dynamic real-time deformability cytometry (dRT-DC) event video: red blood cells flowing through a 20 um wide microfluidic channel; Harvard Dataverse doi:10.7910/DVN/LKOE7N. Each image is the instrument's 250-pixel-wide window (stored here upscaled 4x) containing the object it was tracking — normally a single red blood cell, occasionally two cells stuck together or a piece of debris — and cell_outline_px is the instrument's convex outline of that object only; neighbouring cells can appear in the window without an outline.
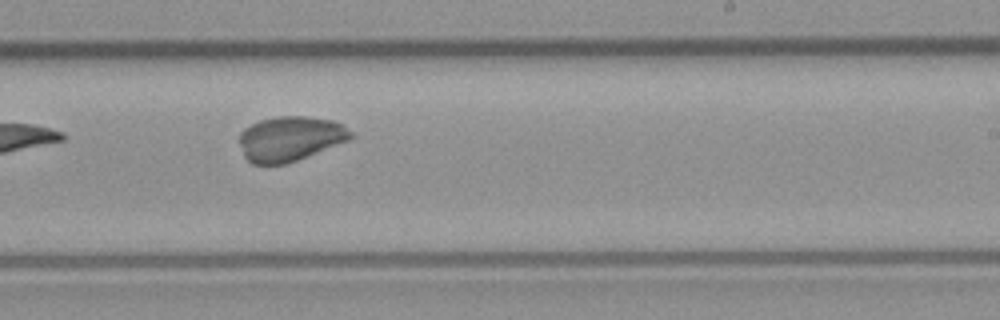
{"species": "common noctule bat (a hibernating species)", "species_latin": "Nyctalus noctula", "temperature_condition": "room temperature", "stored_images_in_passage": 8, "camera_frame_rate_fps": 3000, "um_per_image_px": 0.085, "animal": {"sex": "male", "body_mass_g": 23.1, "forearm_length_mm": 52.7}, "frame": {"image": 1, "passage_image": 7, "time_ms": 7.0, "image_size_px": [1000, 320], "cell_outline_px": [[356, 136], [348, 140], [296, 160], [284, 164], [252, 164], [244, 156], [240, 144], [240, 132], [244, 128], [260, 120], [280, 116], [304, 116], [332, 120], [340, 124], [352, 132]], "centroid_in_image_um": [24.64, 11.78], "position_along_channel_um": 264.4, "area_um2": 28.73}}
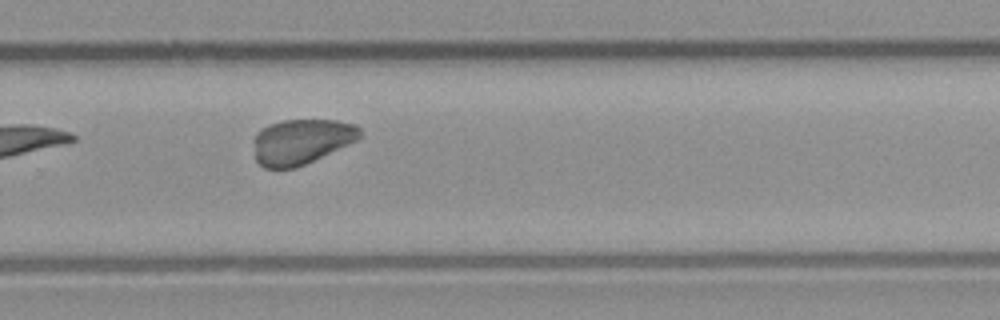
{"frame": {"image": 2, "passage_image": 8, "time_ms": 8.0, "image_size_px": [1000, 320], "cell_outline_px": [[360, 136], [356, 140], [348, 144], [296, 168], [264, 168], [256, 160], [252, 140], [256, 132], [268, 124], [284, 120], [336, 120], [356, 124], [360, 128]], "centroid_in_image_um": [25.57, 12.02], "position_along_channel_um": 304.2, "area_um2": 27.98}}